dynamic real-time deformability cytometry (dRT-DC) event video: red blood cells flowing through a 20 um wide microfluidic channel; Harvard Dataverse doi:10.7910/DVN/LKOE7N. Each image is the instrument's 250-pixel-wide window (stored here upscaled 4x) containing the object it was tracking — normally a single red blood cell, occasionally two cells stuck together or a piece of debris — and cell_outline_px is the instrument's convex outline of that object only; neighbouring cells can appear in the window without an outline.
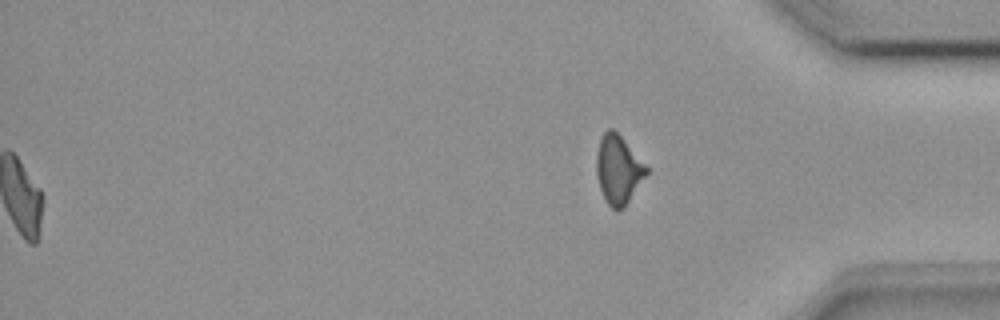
{"species": "common noctule bat (a hibernating species)", "species_latin": "Nyctalus noctula", "temperature_condition": "room temperature", "stored_images_in_passage": 50, "segment_of_instrument_passage": [2, 2], "camera_frame_rate_fps": 3000, "um_per_image_px": 0.085, "animal": {"sex": "female", "body_mass_g": 18.4}, "frame": {"image": 1, "passage_image": 50, "time_ms": 16.333, "image_size_px": [1000, 320], "cell_outline_px": [[648, 172], [624, 208], [616, 212], [608, 204], [600, 188], [596, 176], [596, 156], [600, 136], [608, 128], [612, 128], [620, 136], [648, 168]], "centroid_in_image_um": [52.53, 14.43], "position_along_channel_um": 382.7, "area_um2": 19.77}}